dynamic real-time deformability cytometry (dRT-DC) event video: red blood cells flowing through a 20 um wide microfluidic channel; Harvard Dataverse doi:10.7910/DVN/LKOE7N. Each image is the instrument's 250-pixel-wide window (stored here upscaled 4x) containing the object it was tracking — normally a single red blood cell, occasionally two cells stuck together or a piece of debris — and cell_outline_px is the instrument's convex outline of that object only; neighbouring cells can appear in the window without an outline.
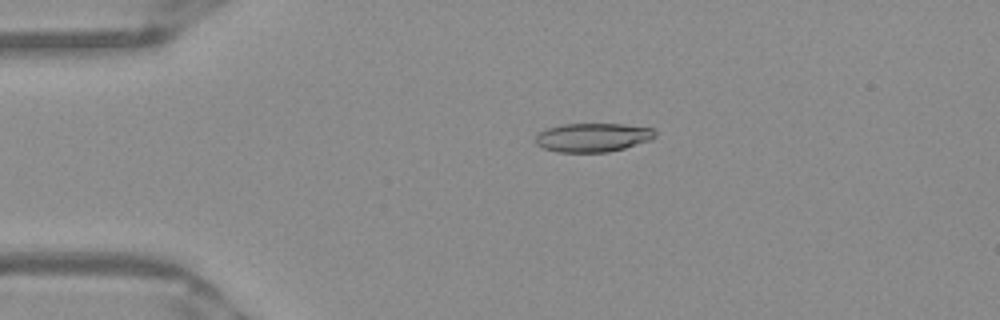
{"species": "Egyptian fruit bat (a non-hibernating species)", "species_latin": "Rousettus aegyptiacus", "temperature_condition": "warm", "stored_images_in_passage": 51, "camera_frame_rate_fps": 3000, "um_per_image_px": 0.085, "frame": {"image": 1, "passage_image": 11, "time_ms": 3.333, "image_size_px": [1000, 320], "cell_outline_px": [[656, 136], [652, 140], [624, 148], [608, 152], [560, 152], [544, 148], [536, 144], [536, 132], [544, 128], [564, 124], [624, 124], [652, 128], [656, 132]], "centroid_in_image_um": [50.38, 11.67], "position_along_channel_um": 34.6, "area_um2": 20.23}}
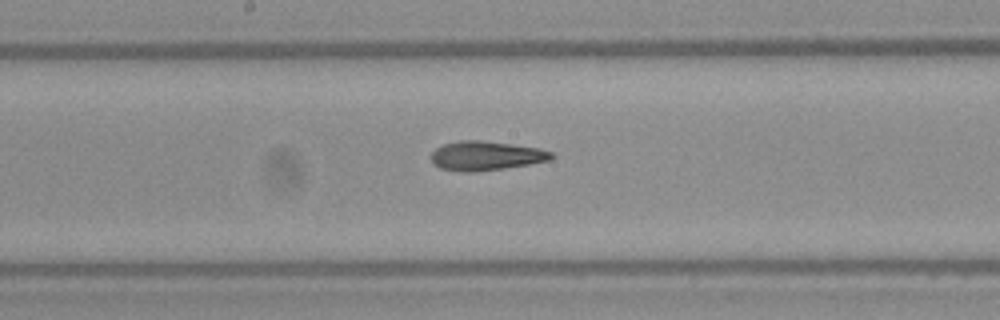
{"frame": {"image": 2, "passage_image": 27, "time_ms": 8.667, "image_size_px": [1000, 320], "cell_outline_px": [[556, 156], [552, 160], [504, 168], [476, 172], [464, 172], [440, 168], [432, 164], [432, 152], [436, 148], [444, 144], [460, 140], [480, 140], [512, 144], [540, 148], [552, 152]], "centroid_in_image_um": [41.32, 13.24], "position_along_channel_um": 206.9, "area_um2": 20.58}}
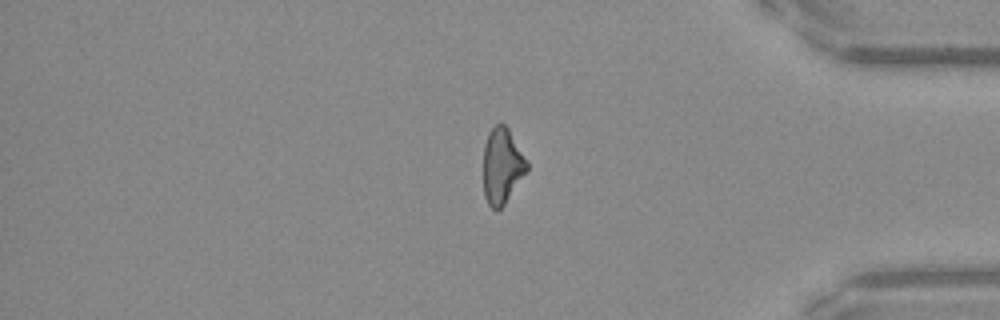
{"frame": {"image": 3, "passage_image": 43, "time_ms": 14.0, "image_size_px": [1000, 320], "cell_outline_px": [[528, 168], [504, 204], [496, 212], [488, 204], [484, 196], [484, 144], [488, 132], [500, 120], [508, 128], [528, 160]], "centroid_in_image_um": [42.67, 14.06], "position_along_channel_um": 392.5, "area_um2": 19.19}, "authors_computed_cell_mechanics": {"area_um2": 20.1722, "velocity_mm_per_s": 3.9621, "shape_relaxation_time_tau1_ms": null, "shape_relaxation_time_tau2_ms": 2.5907, "deformation_change_tau1": null, "deformation_change_tau2": 0.1313}}